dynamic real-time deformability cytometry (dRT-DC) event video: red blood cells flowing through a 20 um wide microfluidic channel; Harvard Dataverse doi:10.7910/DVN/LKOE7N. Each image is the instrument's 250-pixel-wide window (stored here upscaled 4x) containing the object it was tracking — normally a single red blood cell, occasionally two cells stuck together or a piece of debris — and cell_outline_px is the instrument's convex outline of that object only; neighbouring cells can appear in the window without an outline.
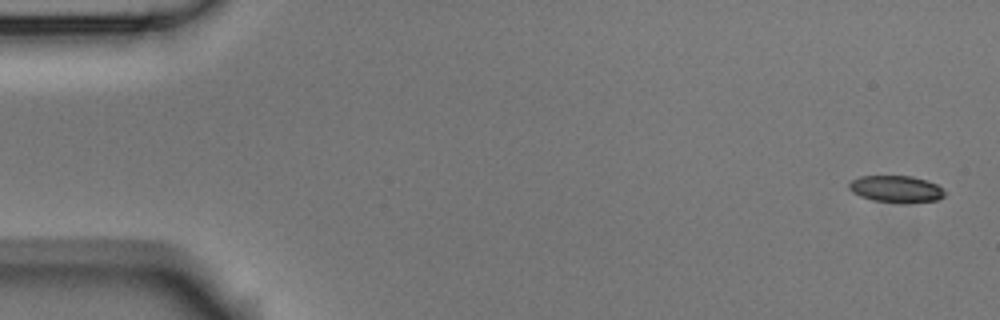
{"species": "Egyptian fruit bat (a non-hibernating species)", "species_latin": "Rousettus aegyptiacus", "temperature_condition": "room temperature", "stored_images_in_passage": 5, "camera_frame_rate_fps": 3000, "um_per_image_px": 0.085, "animal": {"sex": "male"}, "frame": {"image": 1, "passage_image": 1, "time_ms": 0.0, "image_size_px": [1000, 320], "cell_outline_px": [[944, 196], [936, 200], [872, 200], [860, 196], [852, 192], [848, 188], [848, 184], [852, 180], [860, 176], [912, 176], [936, 184], [944, 192]], "centroid_in_image_um": [76.08, 16.01], "position_along_channel_um": 8.9, "area_um2": 14.05}}
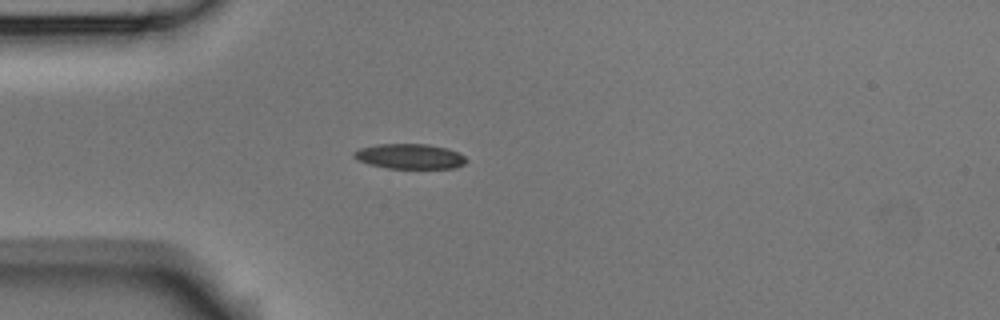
{"frame": {"image": 2, "passage_image": 4, "time_ms": 1.0, "image_size_px": [1000, 320], "cell_outline_px": [[468, 160], [464, 164], [456, 168], [388, 168], [368, 164], [356, 160], [352, 156], [352, 152], [360, 148], [376, 144], [428, 144], [448, 148], [464, 156]], "centroid_in_image_um": [34.8, 13.29], "position_along_channel_um": 50.2, "area_um2": 16.53}}